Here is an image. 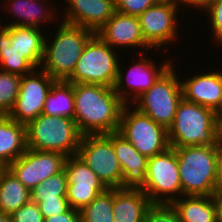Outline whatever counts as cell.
Listing matches in <instances>:
<instances>
[{
    "instance_id": "obj_1",
    "label": "cell",
    "mask_w": 222,
    "mask_h": 222,
    "mask_svg": "<svg viewBox=\"0 0 222 222\" xmlns=\"http://www.w3.org/2000/svg\"><path fill=\"white\" fill-rule=\"evenodd\" d=\"M74 121L82 135L117 132L126 105L114 87L97 84H73Z\"/></svg>"
},
{
    "instance_id": "obj_2",
    "label": "cell",
    "mask_w": 222,
    "mask_h": 222,
    "mask_svg": "<svg viewBox=\"0 0 222 222\" xmlns=\"http://www.w3.org/2000/svg\"><path fill=\"white\" fill-rule=\"evenodd\" d=\"M170 147L218 146L216 111L182 99L168 128Z\"/></svg>"
},
{
    "instance_id": "obj_3",
    "label": "cell",
    "mask_w": 222,
    "mask_h": 222,
    "mask_svg": "<svg viewBox=\"0 0 222 222\" xmlns=\"http://www.w3.org/2000/svg\"><path fill=\"white\" fill-rule=\"evenodd\" d=\"M94 34L92 30L61 22L52 41L45 37L40 68L54 80L66 81L72 75L85 45Z\"/></svg>"
},
{
    "instance_id": "obj_4",
    "label": "cell",
    "mask_w": 222,
    "mask_h": 222,
    "mask_svg": "<svg viewBox=\"0 0 222 222\" xmlns=\"http://www.w3.org/2000/svg\"><path fill=\"white\" fill-rule=\"evenodd\" d=\"M176 151L182 196H213L216 192L218 146L173 147Z\"/></svg>"
},
{
    "instance_id": "obj_5",
    "label": "cell",
    "mask_w": 222,
    "mask_h": 222,
    "mask_svg": "<svg viewBox=\"0 0 222 222\" xmlns=\"http://www.w3.org/2000/svg\"><path fill=\"white\" fill-rule=\"evenodd\" d=\"M27 148L75 156L82 138L72 118L41 113L26 125Z\"/></svg>"
},
{
    "instance_id": "obj_6",
    "label": "cell",
    "mask_w": 222,
    "mask_h": 222,
    "mask_svg": "<svg viewBox=\"0 0 222 222\" xmlns=\"http://www.w3.org/2000/svg\"><path fill=\"white\" fill-rule=\"evenodd\" d=\"M116 51L95 33L85 45L72 75L66 82L114 87L120 61Z\"/></svg>"
},
{
    "instance_id": "obj_7",
    "label": "cell",
    "mask_w": 222,
    "mask_h": 222,
    "mask_svg": "<svg viewBox=\"0 0 222 222\" xmlns=\"http://www.w3.org/2000/svg\"><path fill=\"white\" fill-rule=\"evenodd\" d=\"M171 65L134 103L139 112L166 127L172 125L179 102L183 99L181 82ZM136 104V105H135Z\"/></svg>"
},
{
    "instance_id": "obj_8",
    "label": "cell",
    "mask_w": 222,
    "mask_h": 222,
    "mask_svg": "<svg viewBox=\"0 0 222 222\" xmlns=\"http://www.w3.org/2000/svg\"><path fill=\"white\" fill-rule=\"evenodd\" d=\"M142 190L152 204L170 205L181 197L182 186L173 147L148 159L145 186Z\"/></svg>"
},
{
    "instance_id": "obj_9",
    "label": "cell",
    "mask_w": 222,
    "mask_h": 222,
    "mask_svg": "<svg viewBox=\"0 0 222 222\" xmlns=\"http://www.w3.org/2000/svg\"><path fill=\"white\" fill-rule=\"evenodd\" d=\"M125 105L121 113L118 132L121 133L142 155L148 158L170 147L168 129L156 123L135 107Z\"/></svg>"
},
{
    "instance_id": "obj_10",
    "label": "cell",
    "mask_w": 222,
    "mask_h": 222,
    "mask_svg": "<svg viewBox=\"0 0 222 222\" xmlns=\"http://www.w3.org/2000/svg\"><path fill=\"white\" fill-rule=\"evenodd\" d=\"M77 156L107 188H121L122 170L113 143L106 134L82 135Z\"/></svg>"
},
{
    "instance_id": "obj_11",
    "label": "cell",
    "mask_w": 222,
    "mask_h": 222,
    "mask_svg": "<svg viewBox=\"0 0 222 222\" xmlns=\"http://www.w3.org/2000/svg\"><path fill=\"white\" fill-rule=\"evenodd\" d=\"M55 82L41 68L22 76L18 97L8 116L25 125L36 119L43 112L47 95Z\"/></svg>"
},
{
    "instance_id": "obj_12",
    "label": "cell",
    "mask_w": 222,
    "mask_h": 222,
    "mask_svg": "<svg viewBox=\"0 0 222 222\" xmlns=\"http://www.w3.org/2000/svg\"><path fill=\"white\" fill-rule=\"evenodd\" d=\"M180 8L177 1L161 0L138 16L142 35L152 49L177 41V24H180L177 22V13Z\"/></svg>"
},
{
    "instance_id": "obj_13",
    "label": "cell",
    "mask_w": 222,
    "mask_h": 222,
    "mask_svg": "<svg viewBox=\"0 0 222 222\" xmlns=\"http://www.w3.org/2000/svg\"><path fill=\"white\" fill-rule=\"evenodd\" d=\"M139 55L140 58L127 70V74H125V71L124 73L122 72L123 68L120 66L122 64L120 62L118 64L114 90L126 105H131L139 96L146 92L173 64L171 63L172 60L168 59L165 62L162 61L163 63L158 67L155 65V60L148 59L149 56L146 57L144 53Z\"/></svg>"
},
{
    "instance_id": "obj_14",
    "label": "cell",
    "mask_w": 222,
    "mask_h": 222,
    "mask_svg": "<svg viewBox=\"0 0 222 222\" xmlns=\"http://www.w3.org/2000/svg\"><path fill=\"white\" fill-rule=\"evenodd\" d=\"M66 156L57 152L27 150L7 168L30 191L64 169Z\"/></svg>"
},
{
    "instance_id": "obj_15",
    "label": "cell",
    "mask_w": 222,
    "mask_h": 222,
    "mask_svg": "<svg viewBox=\"0 0 222 222\" xmlns=\"http://www.w3.org/2000/svg\"><path fill=\"white\" fill-rule=\"evenodd\" d=\"M67 176L66 198L73 209L81 210L107 187L77 155L67 157L64 164Z\"/></svg>"
},
{
    "instance_id": "obj_16",
    "label": "cell",
    "mask_w": 222,
    "mask_h": 222,
    "mask_svg": "<svg viewBox=\"0 0 222 222\" xmlns=\"http://www.w3.org/2000/svg\"><path fill=\"white\" fill-rule=\"evenodd\" d=\"M113 143L123 179L122 189H143L145 186L148 157L142 155L121 133L106 134Z\"/></svg>"
},
{
    "instance_id": "obj_17",
    "label": "cell",
    "mask_w": 222,
    "mask_h": 222,
    "mask_svg": "<svg viewBox=\"0 0 222 222\" xmlns=\"http://www.w3.org/2000/svg\"><path fill=\"white\" fill-rule=\"evenodd\" d=\"M97 35L114 49L117 47H140L145 53L152 48L145 42L138 16L115 12L114 15L96 32ZM145 51V52H144Z\"/></svg>"
},
{
    "instance_id": "obj_18",
    "label": "cell",
    "mask_w": 222,
    "mask_h": 222,
    "mask_svg": "<svg viewBox=\"0 0 222 222\" xmlns=\"http://www.w3.org/2000/svg\"><path fill=\"white\" fill-rule=\"evenodd\" d=\"M61 22L97 32L116 12L115 0H65ZM66 17V18H65ZM63 20V21H62Z\"/></svg>"
},
{
    "instance_id": "obj_19",
    "label": "cell",
    "mask_w": 222,
    "mask_h": 222,
    "mask_svg": "<svg viewBox=\"0 0 222 222\" xmlns=\"http://www.w3.org/2000/svg\"><path fill=\"white\" fill-rule=\"evenodd\" d=\"M216 71L181 78L183 99L217 111L222 101V72Z\"/></svg>"
},
{
    "instance_id": "obj_20",
    "label": "cell",
    "mask_w": 222,
    "mask_h": 222,
    "mask_svg": "<svg viewBox=\"0 0 222 222\" xmlns=\"http://www.w3.org/2000/svg\"><path fill=\"white\" fill-rule=\"evenodd\" d=\"M152 205L141 189L113 188V222H144Z\"/></svg>"
},
{
    "instance_id": "obj_21",
    "label": "cell",
    "mask_w": 222,
    "mask_h": 222,
    "mask_svg": "<svg viewBox=\"0 0 222 222\" xmlns=\"http://www.w3.org/2000/svg\"><path fill=\"white\" fill-rule=\"evenodd\" d=\"M7 3H6V2ZM3 7L10 12H13L14 20L7 25L2 23L0 26H29V27H40V24L45 23L46 21H55L57 17L52 14L55 9L58 8L55 6L51 8V4L47 6V0H5ZM40 1V2H39ZM45 6V7H44ZM50 9V10H49ZM54 17V18H53Z\"/></svg>"
},
{
    "instance_id": "obj_22",
    "label": "cell",
    "mask_w": 222,
    "mask_h": 222,
    "mask_svg": "<svg viewBox=\"0 0 222 222\" xmlns=\"http://www.w3.org/2000/svg\"><path fill=\"white\" fill-rule=\"evenodd\" d=\"M26 150V125L8 115H0V163L7 167Z\"/></svg>"
},
{
    "instance_id": "obj_23",
    "label": "cell",
    "mask_w": 222,
    "mask_h": 222,
    "mask_svg": "<svg viewBox=\"0 0 222 222\" xmlns=\"http://www.w3.org/2000/svg\"><path fill=\"white\" fill-rule=\"evenodd\" d=\"M182 198L170 204L181 222H217V195H184Z\"/></svg>"
},
{
    "instance_id": "obj_24",
    "label": "cell",
    "mask_w": 222,
    "mask_h": 222,
    "mask_svg": "<svg viewBox=\"0 0 222 222\" xmlns=\"http://www.w3.org/2000/svg\"><path fill=\"white\" fill-rule=\"evenodd\" d=\"M12 35V46L36 67L40 68L45 45L44 31L38 27L4 26Z\"/></svg>"
},
{
    "instance_id": "obj_25",
    "label": "cell",
    "mask_w": 222,
    "mask_h": 222,
    "mask_svg": "<svg viewBox=\"0 0 222 222\" xmlns=\"http://www.w3.org/2000/svg\"><path fill=\"white\" fill-rule=\"evenodd\" d=\"M30 201V190L6 167L0 174V212L12 214Z\"/></svg>"
},
{
    "instance_id": "obj_26",
    "label": "cell",
    "mask_w": 222,
    "mask_h": 222,
    "mask_svg": "<svg viewBox=\"0 0 222 222\" xmlns=\"http://www.w3.org/2000/svg\"><path fill=\"white\" fill-rule=\"evenodd\" d=\"M42 113L74 119L73 84L66 81H56L47 95Z\"/></svg>"
},
{
    "instance_id": "obj_27",
    "label": "cell",
    "mask_w": 222,
    "mask_h": 222,
    "mask_svg": "<svg viewBox=\"0 0 222 222\" xmlns=\"http://www.w3.org/2000/svg\"><path fill=\"white\" fill-rule=\"evenodd\" d=\"M11 44L12 35L4 26H0V70L20 76L30 73L36 67Z\"/></svg>"
},
{
    "instance_id": "obj_28",
    "label": "cell",
    "mask_w": 222,
    "mask_h": 222,
    "mask_svg": "<svg viewBox=\"0 0 222 222\" xmlns=\"http://www.w3.org/2000/svg\"><path fill=\"white\" fill-rule=\"evenodd\" d=\"M81 222H113V188H107L80 210Z\"/></svg>"
},
{
    "instance_id": "obj_29",
    "label": "cell",
    "mask_w": 222,
    "mask_h": 222,
    "mask_svg": "<svg viewBox=\"0 0 222 222\" xmlns=\"http://www.w3.org/2000/svg\"><path fill=\"white\" fill-rule=\"evenodd\" d=\"M67 176L65 170L50 176L30 191V201L38 203L41 199H57V196H66Z\"/></svg>"
},
{
    "instance_id": "obj_30",
    "label": "cell",
    "mask_w": 222,
    "mask_h": 222,
    "mask_svg": "<svg viewBox=\"0 0 222 222\" xmlns=\"http://www.w3.org/2000/svg\"><path fill=\"white\" fill-rule=\"evenodd\" d=\"M22 76L0 70V115H8L19 94Z\"/></svg>"
},
{
    "instance_id": "obj_31",
    "label": "cell",
    "mask_w": 222,
    "mask_h": 222,
    "mask_svg": "<svg viewBox=\"0 0 222 222\" xmlns=\"http://www.w3.org/2000/svg\"><path fill=\"white\" fill-rule=\"evenodd\" d=\"M203 11L210 17L214 40L222 45V0L212 1Z\"/></svg>"
},
{
    "instance_id": "obj_32",
    "label": "cell",
    "mask_w": 222,
    "mask_h": 222,
    "mask_svg": "<svg viewBox=\"0 0 222 222\" xmlns=\"http://www.w3.org/2000/svg\"><path fill=\"white\" fill-rule=\"evenodd\" d=\"M144 222H181L171 205L153 204L147 211Z\"/></svg>"
},
{
    "instance_id": "obj_33",
    "label": "cell",
    "mask_w": 222,
    "mask_h": 222,
    "mask_svg": "<svg viewBox=\"0 0 222 222\" xmlns=\"http://www.w3.org/2000/svg\"><path fill=\"white\" fill-rule=\"evenodd\" d=\"M161 0H115L116 11L126 15L139 16Z\"/></svg>"
},
{
    "instance_id": "obj_34",
    "label": "cell",
    "mask_w": 222,
    "mask_h": 222,
    "mask_svg": "<svg viewBox=\"0 0 222 222\" xmlns=\"http://www.w3.org/2000/svg\"><path fill=\"white\" fill-rule=\"evenodd\" d=\"M10 215L11 222H44L38 204L33 201H29Z\"/></svg>"
},
{
    "instance_id": "obj_35",
    "label": "cell",
    "mask_w": 222,
    "mask_h": 222,
    "mask_svg": "<svg viewBox=\"0 0 222 222\" xmlns=\"http://www.w3.org/2000/svg\"><path fill=\"white\" fill-rule=\"evenodd\" d=\"M37 204L44 218L65 213L71 208L66 196H57V199H41Z\"/></svg>"
},
{
    "instance_id": "obj_36",
    "label": "cell",
    "mask_w": 222,
    "mask_h": 222,
    "mask_svg": "<svg viewBox=\"0 0 222 222\" xmlns=\"http://www.w3.org/2000/svg\"><path fill=\"white\" fill-rule=\"evenodd\" d=\"M44 222H81L80 210L70 208L65 213L59 215L55 214L44 218Z\"/></svg>"
},
{
    "instance_id": "obj_37",
    "label": "cell",
    "mask_w": 222,
    "mask_h": 222,
    "mask_svg": "<svg viewBox=\"0 0 222 222\" xmlns=\"http://www.w3.org/2000/svg\"><path fill=\"white\" fill-rule=\"evenodd\" d=\"M216 192L217 196L222 195V142L221 141L218 144V154H217Z\"/></svg>"
},
{
    "instance_id": "obj_38",
    "label": "cell",
    "mask_w": 222,
    "mask_h": 222,
    "mask_svg": "<svg viewBox=\"0 0 222 222\" xmlns=\"http://www.w3.org/2000/svg\"><path fill=\"white\" fill-rule=\"evenodd\" d=\"M212 1L215 0H178L177 2L181 6L183 4L185 7L187 6V8L194 6L195 10L199 8L202 11V9L204 10Z\"/></svg>"
},
{
    "instance_id": "obj_39",
    "label": "cell",
    "mask_w": 222,
    "mask_h": 222,
    "mask_svg": "<svg viewBox=\"0 0 222 222\" xmlns=\"http://www.w3.org/2000/svg\"><path fill=\"white\" fill-rule=\"evenodd\" d=\"M217 222H222V195L217 196Z\"/></svg>"
},
{
    "instance_id": "obj_40",
    "label": "cell",
    "mask_w": 222,
    "mask_h": 222,
    "mask_svg": "<svg viewBox=\"0 0 222 222\" xmlns=\"http://www.w3.org/2000/svg\"><path fill=\"white\" fill-rule=\"evenodd\" d=\"M217 123L219 140L222 142V113L217 117Z\"/></svg>"
},
{
    "instance_id": "obj_41",
    "label": "cell",
    "mask_w": 222,
    "mask_h": 222,
    "mask_svg": "<svg viewBox=\"0 0 222 222\" xmlns=\"http://www.w3.org/2000/svg\"><path fill=\"white\" fill-rule=\"evenodd\" d=\"M0 222H11V215L0 212Z\"/></svg>"
},
{
    "instance_id": "obj_42",
    "label": "cell",
    "mask_w": 222,
    "mask_h": 222,
    "mask_svg": "<svg viewBox=\"0 0 222 222\" xmlns=\"http://www.w3.org/2000/svg\"><path fill=\"white\" fill-rule=\"evenodd\" d=\"M216 113H217V117L222 113V101L220 104V108L216 111Z\"/></svg>"
},
{
    "instance_id": "obj_43",
    "label": "cell",
    "mask_w": 222,
    "mask_h": 222,
    "mask_svg": "<svg viewBox=\"0 0 222 222\" xmlns=\"http://www.w3.org/2000/svg\"><path fill=\"white\" fill-rule=\"evenodd\" d=\"M6 167L3 166L1 163H0V174L2 173V171L5 169Z\"/></svg>"
}]
</instances>
